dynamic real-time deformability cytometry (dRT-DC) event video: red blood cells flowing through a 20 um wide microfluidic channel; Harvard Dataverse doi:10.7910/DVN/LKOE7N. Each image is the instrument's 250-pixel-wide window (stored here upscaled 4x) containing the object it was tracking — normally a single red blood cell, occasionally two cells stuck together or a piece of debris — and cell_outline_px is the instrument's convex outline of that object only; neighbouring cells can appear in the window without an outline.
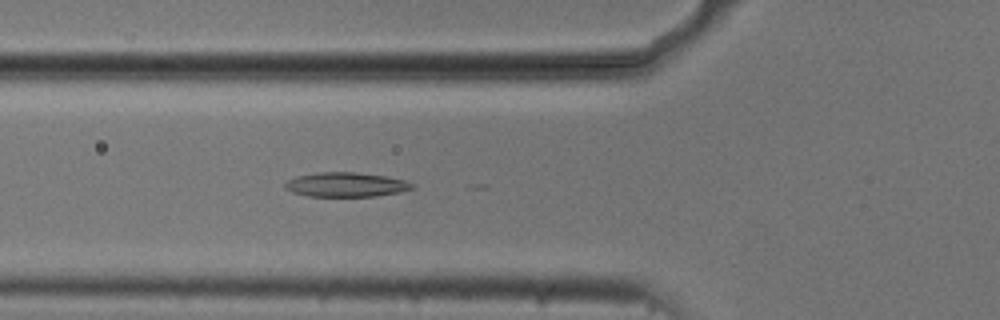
{"species": "common noctule bat (a hibernating species)", "species_latin": "Nyctalus noctula", "temperature_condition": "cold", "stored_images_in_passage": 41, "camera_frame_rate_fps": 3000, "um_per_image_px": 0.085, "animal": {"sex": "male", "body_mass_g": 20.5, "forearm_length_mm": 52.5}, "frame": {"image": 1, "passage_image": 7, "time_ms": 2.0, "image_size_px": [1000, 320], "cell_outline_px": [[416, 188], [400, 192], [376, 196], [308, 196], [292, 192], [284, 188], [284, 184], [288, 180], [296, 176], [316, 172], [356, 172], [384, 176], [404, 180], [416, 184]], "centroid_in_image_um": [29.42, 15.69], "position_along_channel_um": 96.4, "area_um2": 18.21}}
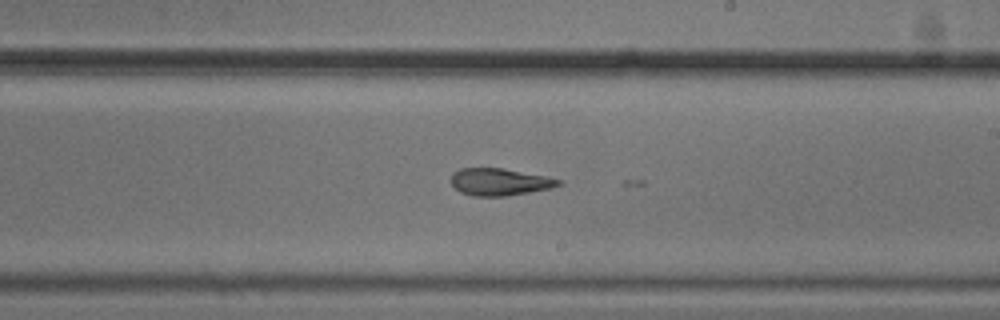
{"frame": {"image": 2, "passage_image": 19, "time_ms": 6.0, "image_size_px": [1000, 320], "cell_outline_px": [[560, 184], [548, 188], [528, 192], [504, 196], [472, 196], [460, 192], [452, 184], [452, 172], [460, 168], [504, 168], [544, 176], [560, 180]], "centroid_in_image_um": [42.39, 15.45], "position_along_channel_um": 246.6, "area_um2": 16.7}}
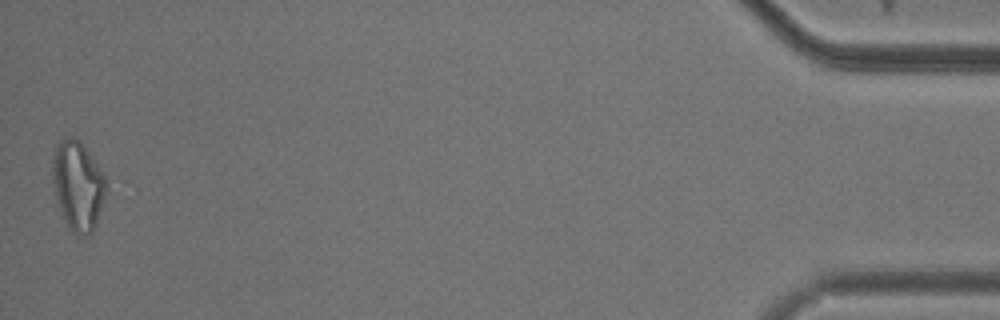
{"frame": {"image": 3, "passage_image": 41, "time_ms": 13.333, "image_size_px": [1000, 320], "cell_outline_px": [[112, 180], [108, 192], [96, 224], [92, 232], [84, 236], [72, 232], [64, 220], [52, 192], [52, 160], [56, 144], [64, 136], [76, 136], [80, 140]], "centroid_in_image_um": [6.67, 15.72], "position_along_channel_um": 428.5, "area_um2": 29.48}, "authors_computed_cell_mechanics": {"area_um2": 18.207, "velocity_mm_per_s": 3.7312, "shape_relaxation_time_tau1_ms": 4.1023, "shape_relaxation_time_tau2_ms": 2.5311, "deformation_change_tau1": 0.1436, "deformation_change_tau2": 0.0917}}